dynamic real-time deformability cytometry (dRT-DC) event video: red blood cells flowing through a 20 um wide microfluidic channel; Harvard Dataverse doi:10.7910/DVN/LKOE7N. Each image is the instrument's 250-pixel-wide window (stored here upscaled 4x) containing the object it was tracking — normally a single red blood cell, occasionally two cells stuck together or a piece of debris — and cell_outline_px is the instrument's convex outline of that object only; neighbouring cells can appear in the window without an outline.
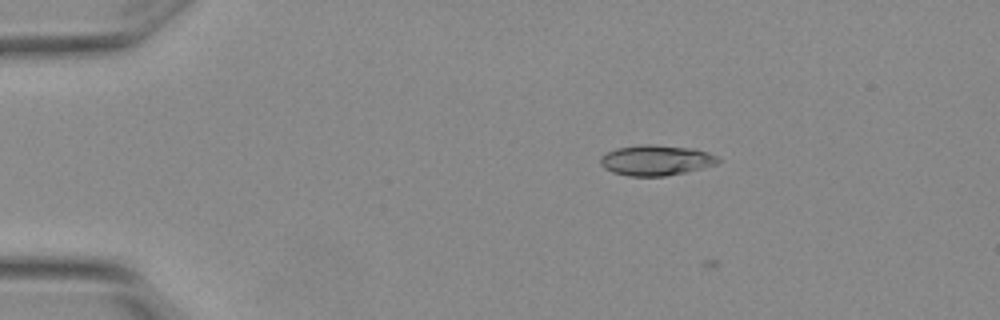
{"species": "Egyptian fruit bat (a non-hibernating species)", "species_latin": "Rousettus aegyptiacus", "temperature_condition": "warm", "stored_images_in_passage": 5, "camera_frame_rate_fps": 3000, "um_per_image_px": 0.085, "animal": {"sex": "female"}, "frame": {"image": 1, "passage_image": 3, "time_ms": 0.667, "image_size_px": [1000, 320], "cell_outline_px": [[720, 160], [716, 164], [684, 172], [664, 176], [628, 176], [612, 172], [604, 168], [600, 164], [600, 156], [616, 148], [640, 144], [652, 144], [692, 148], [708, 152], [716, 156]], "centroid_in_image_um": [55.72, 13.61], "position_along_channel_um": 29.3, "area_um2": 20.81}}